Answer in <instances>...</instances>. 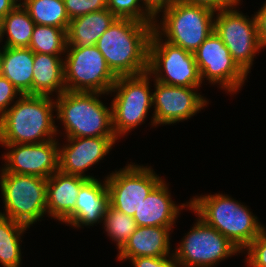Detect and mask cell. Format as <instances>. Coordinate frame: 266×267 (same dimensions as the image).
Instances as JSON below:
<instances>
[{"label":"cell","instance_id":"obj_23","mask_svg":"<svg viewBox=\"0 0 266 267\" xmlns=\"http://www.w3.org/2000/svg\"><path fill=\"white\" fill-rule=\"evenodd\" d=\"M116 19L117 17L109 9H104L70 20L67 30V46L96 45L101 35Z\"/></svg>","mask_w":266,"mask_h":267},{"label":"cell","instance_id":"obj_31","mask_svg":"<svg viewBox=\"0 0 266 267\" xmlns=\"http://www.w3.org/2000/svg\"><path fill=\"white\" fill-rule=\"evenodd\" d=\"M70 20L107 9V0H63Z\"/></svg>","mask_w":266,"mask_h":267},{"label":"cell","instance_id":"obj_34","mask_svg":"<svg viewBox=\"0 0 266 267\" xmlns=\"http://www.w3.org/2000/svg\"><path fill=\"white\" fill-rule=\"evenodd\" d=\"M188 4L202 5L213 9L214 11H220L233 6L240 5L241 0H179Z\"/></svg>","mask_w":266,"mask_h":267},{"label":"cell","instance_id":"obj_9","mask_svg":"<svg viewBox=\"0 0 266 267\" xmlns=\"http://www.w3.org/2000/svg\"><path fill=\"white\" fill-rule=\"evenodd\" d=\"M163 40L153 30L148 57V73L154 76L152 80L173 86L201 87L194 53Z\"/></svg>","mask_w":266,"mask_h":267},{"label":"cell","instance_id":"obj_19","mask_svg":"<svg viewBox=\"0 0 266 267\" xmlns=\"http://www.w3.org/2000/svg\"><path fill=\"white\" fill-rule=\"evenodd\" d=\"M89 179L56 171L47 179V213L62 223L75 211L80 188Z\"/></svg>","mask_w":266,"mask_h":267},{"label":"cell","instance_id":"obj_18","mask_svg":"<svg viewBox=\"0 0 266 267\" xmlns=\"http://www.w3.org/2000/svg\"><path fill=\"white\" fill-rule=\"evenodd\" d=\"M109 206L106 179H89L81 188L76 199L75 211L64 223L75 228L103 223Z\"/></svg>","mask_w":266,"mask_h":267},{"label":"cell","instance_id":"obj_37","mask_svg":"<svg viewBox=\"0 0 266 267\" xmlns=\"http://www.w3.org/2000/svg\"><path fill=\"white\" fill-rule=\"evenodd\" d=\"M18 4L16 0H0V21Z\"/></svg>","mask_w":266,"mask_h":267},{"label":"cell","instance_id":"obj_35","mask_svg":"<svg viewBox=\"0 0 266 267\" xmlns=\"http://www.w3.org/2000/svg\"><path fill=\"white\" fill-rule=\"evenodd\" d=\"M179 0H141L142 6L155 19L160 16V12L166 10Z\"/></svg>","mask_w":266,"mask_h":267},{"label":"cell","instance_id":"obj_4","mask_svg":"<svg viewBox=\"0 0 266 267\" xmlns=\"http://www.w3.org/2000/svg\"><path fill=\"white\" fill-rule=\"evenodd\" d=\"M105 93L65 91L55 97L56 119L67 137H116L112 106L99 99Z\"/></svg>","mask_w":266,"mask_h":267},{"label":"cell","instance_id":"obj_39","mask_svg":"<svg viewBox=\"0 0 266 267\" xmlns=\"http://www.w3.org/2000/svg\"><path fill=\"white\" fill-rule=\"evenodd\" d=\"M16 1H17V2H20V4H21V3H23L25 0H22V2H21V0H16Z\"/></svg>","mask_w":266,"mask_h":267},{"label":"cell","instance_id":"obj_28","mask_svg":"<svg viewBox=\"0 0 266 267\" xmlns=\"http://www.w3.org/2000/svg\"><path fill=\"white\" fill-rule=\"evenodd\" d=\"M103 224L107 235L112 241L117 243L116 246L119 250L125 245L138 227L133 216L124 214L110 204L104 215Z\"/></svg>","mask_w":266,"mask_h":267},{"label":"cell","instance_id":"obj_10","mask_svg":"<svg viewBox=\"0 0 266 267\" xmlns=\"http://www.w3.org/2000/svg\"><path fill=\"white\" fill-rule=\"evenodd\" d=\"M197 218L179 247L171 251L179 267H214L219 261L242 253L218 230Z\"/></svg>","mask_w":266,"mask_h":267},{"label":"cell","instance_id":"obj_36","mask_svg":"<svg viewBox=\"0 0 266 267\" xmlns=\"http://www.w3.org/2000/svg\"><path fill=\"white\" fill-rule=\"evenodd\" d=\"M257 21L258 38L261 48H266V1L255 14Z\"/></svg>","mask_w":266,"mask_h":267},{"label":"cell","instance_id":"obj_2","mask_svg":"<svg viewBox=\"0 0 266 267\" xmlns=\"http://www.w3.org/2000/svg\"><path fill=\"white\" fill-rule=\"evenodd\" d=\"M55 101L50 96L22 95L0 117V144H34L56 139Z\"/></svg>","mask_w":266,"mask_h":267},{"label":"cell","instance_id":"obj_26","mask_svg":"<svg viewBox=\"0 0 266 267\" xmlns=\"http://www.w3.org/2000/svg\"><path fill=\"white\" fill-rule=\"evenodd\" d=\"M21 4L35 24L68 30L70 19L63 0H25Z\"/></svg>","mask_w":266,"mask_h":267},{"label":"cell","instance_id":"obj_20","mask_svg":"<svg viewBox=\"0 0 266 267\" xmlns=\"http://www.w3.org/2000/svg\"><path fill=\"white\" fill-rule=\"evenodd\" d=\"M172 228L160 226H138L125 245L118 250L119 261L149 256L167 257L170 253V234Z\"/></svg>","mask_w":266,"mask_h":267},{"label":"cell","instance_id":"obj_15","mask_svg":"<svg viewBox=\"0 0 266 267\" xmlns=\"http://www.w3.org/2000/svg\"><path fill=\"white\" fill-rule=\"evenodd\" d=\"M52 139L34 144L2 145L9 150L2 158L5 165L0 172L34 175L48 179L59 170L60 143Z\"/></svg>","mask_w":266,"mask_h":267},{"label":"cell","instance_id":"obj_32","mask_svg":"<svg viewBox=\"0 0 266 267\" xmlns=\"http://www.w3.org/2000/svg\"><path fill=\"white\" fill-rule=\"evenodd\" d=\"M19 96V97H17ZM22 96L14 85L4 76H0V117L11 107L16 98ZM11 104V105H10ZM10 105V106H9Z\"/></svg>","mask_w":266,"mask_h":267},{"label":"cell","instance_id":"obj_21","mask_svg":"<svg viewBox=\"0 0 266 267\" xmlns=\"http://www.w3.org/2000/svg\"><path fill=\"white\" fill-rule=\"evenodd\" d=\"M34 52L30 48L1 47V75L21 95H32Z\"/></svg>","mask_w":266,"mask_h":267},{"label":"cell","instance_id":"obj_17","mask_svg":"<svg viewBox=\"0 0 266 267\" xmlns=\"http://www.w3.org/2000/svg\"><path fill=\"white\" fill-rule=\"evenodd\" d=\"M169 192V187L164 180L152 190L133 215L138 226L173 228L180 210L185 209V207L190 209V202L176 205Z\"/></svg>","mask_w":266,"mask_h":267},{"label":"cell","instance_id":"obj_7","mask_svg":"<svg viewBox=\"0 0 266 267\" xmlns=\"http://www.w3.org/2000/svg\"><path fill=\"white\" fill-rule=\"evenodd\" d=\"M151 78L148 72L117 77L109 92H116L111 106L113 131L117 139L145 123L148 110L153 106V93L149 84Z\"/></svg>","mask_w":266,"mask_h":267},{"label":"cell","instance_id":"obj_1","mask_svg":"<svg viewBox=\"0 0 266 267\" xmlns=\"http://www.w3.org/2000/svg\"><path fill=\"white\" fill-rule=\"evenodd\" d=\"M153 24L117 18L98 39L96 46L116 77L148 72Z\"/></svg>","mask_w":266,"mask_h":267},{"label":"cell","instance_id":"obj_5","mask_svg":"<svg viewBox=\"0 0 266 267\" xmlns=\"http://www.w3.org/2000/svg\"><path fill=\"white\" fill-rule=\"evenodd\" d=\"M160 24L155 20L153 30L165 41L194 53L214 30L216 11L202 5L176 1L162 11Z\"/></svg>","mask_w":266,"mask_h":267},{"label":"cell","instance_id":"obj_33","mask_svg":"<svg viewBox=\"0 0 266 267\" xmlns=\"http://www.w3.org/2000/svg\"><path fill=\"white\" fill-rule=\"evenodd\" d=\"M129 261L134 267H179L173 254L167 257H135L130 258Z\"/></svg>","mask_w":266,"mask_h":267},{"label":"cell","instance_id":"obj_16","mask_svg":"<svg viewBox=\"0 0 266 267\" xmlns=\"http://www.w3.org/2000/svg\"><path fill=\"white\" fill-rule=\"evenodd\" d=\"M116 140L117 137H67L68 144L59 146V170L87 179H97L86 175L85 171L103 160Z\"/></svg>","mask_w":266,"mask_h":267},{"label":"cell","instance_id":"obj_29","mask_svg":"<svg viewBox=\"0 0 266 267\" xmlns=\"http://www.w3.org/2000/svg\"><path fill=\"white\" fill-rule=\"evenodd\" d=\"M141 5V0H107V9L117 18H129L144 23H154L155 19Z\"/></svg>","mask_w":266,"mask_h":267},{"label":"cell","instance_id":"obj_13","mask_svg":"<svg viewBox=\"0 0 266 267\" xmlns=\"http://www.w3.org/2000/svg\"><path fill=\"white\" fill-rule=\"evenodd\" d=\"M195 61L203 83L204 78L232 95L238 92L247 74L238 66L222 39L213 32L194 52Z\"/></svg>","mask_w":266,"mask_h":267},{"label":"cell","instance_id":"obj_38","mask_svg":"<svg viewBox=\"0 0 266 267\" xmlns=\"http://www.w3.org/2000/svg\"><path fill=\"white\" fill-rule=\"evenodd\" d=\"M0 76H1V49H0Z\"/></svg>","mask_w":266,"mask_h":267},{"label":"cell","instance_id":"obj_24","mask_svg":"<svg viewBox=\"0 0 266 267\" xmlns=\"http://www.w3.org/2000/svg\"><path fill=\"white\" fill-rule=\"evenodd\" d=\"M35 22L22 4H18L0 21V43L6 35L2 47L28 48Z\"/></svg>","mask_w":266,"mask_h":267},{"label":"cell","instance_id":"obj_12","mask_svg":"<svg viewBox=\"0 0 266 267\" xmlns=\"http://www.w3.org/2000/svg\"><path fill=\"white\" fill-rule=\"evenodd\" d=\"M109 192V204L115 209L133 216L144 199L163 180L155 171L138 164H128L105 177Z\"/></svg>","mask_w":266,"mask_h":267},{"label":"cell","instance_id":"obj_30","mask_svg":"<svg viewBox=\"0 0 266 267\" xmlns=\"http://www.w3.org/2000/svg\"><path fill=\"white\" fill-rule=\"evenodd\" d=\"M243 251L247 267H266V226Z\"/></svg>","mask_w":266,"mask_h":267},{"label":"cell","instance_id":"obj_14","mask_svg":"<svg viewBox=\"0 0 266 267\" xmlns=\"http://www.w3.org/2000/svg\"><path fill=\"white\" fill-rule=\"evenodd\" d=\"M154 113L152 126L171 125L190 119L207 107L208 100L197 92L198 87H181L154 80ZM197 89V90H196Z\"/></svg>","mask_w":266,"mask_h":267},{"label":"cell","instance_id":"obj_8","mask_svg":"<svg viewBox=\"0 0 266 267\" xmlns=\"http://www.w3.org/2000/svg\"><path fill=\"white\" fill-rule=\"evenodd\" d=\"M64 80L67 91L109 94L117 77L108 67L96 45L67 46Z\"/></svg>","mask_w":266,"mask_h":267},{"label":"cell","instance_id":"obj_27","mask_svg":"<svg viewBox=\"0 0 266 267\" xmlns=\"http://www.w3.org/2000/svg\"><path fill=\"white\" fill-rule=\"evenodd\" d=\"M66 47L67 31L65 29L35 24L28 47L33 52L49 55H65Z\"/></svg>","mask_w":266,"mask_h":267},{"label":"cell","instance_id":"obj_6","mask_svg":"<svg viewBox=\"0 0 266 267\" xmlns=\"http://www.w3.org/2000/svg\"><path fill=\"white\" fill-rule=\"evenodd\" d=\"M5 212L0 215L30 225L47 214V179L24 174L0 173Z\"/></svg>","mask_w":266,"mask_h":267},{"label":"cell","instance_id":"obj_3","mask_svg":"<svg viewBox=\"0 0 266 267\" xmlns=\"http://www.w3.org/2000/svg\"><path fill=\"white\" fill-rule=\"evenodd\" d=\"M189 202L194 214L218 230L241 252L265 228L247 206L228 195H200Z\"/></svg>","mask_w":266,"mask_h":267},{"label":"cell","instance_id":"obj_22","mask_svg":"<svg viewBox=\"0 0 266 267\" xmlns=\"http://www.w3.org/2000/svg\"><path fill=\"white\" fill-rule=\"evenodd\" d=\"M66 91L61 55L34 52L32 95H60Z\"/></svg>","mask_w":266,"mask_h":267},{"label":"cell","instance_id":"obj_11","mask_svg":"<svg viewBox=\"0 0 266 267\" xmlns=\"http://www.w3.org/2000/svg\"><path fill=\"white\" fill-rule=\"evenodd\" d=\"M235 8L233 6L216 11L218 13L214 17V31L222 39L234 61L248 75L254 57L262 49L257 21L255 15L249 18Z\"/></svg>","mask_w":266,"mask_h":267},{"label":"cell","instance_id":"obj_25","mask_svg":"<svg viewBox=\"0 0 266 267\" xmlns=\"http://www.w3.org/2000/svg\"><path fill=\"white\" fill-rule=\"evenodd\" d=\"M28 226L0 215V264L3 267H20L21 236Z\"/></svg>","mask_w":266,"mask_h":267}]
</instances>
